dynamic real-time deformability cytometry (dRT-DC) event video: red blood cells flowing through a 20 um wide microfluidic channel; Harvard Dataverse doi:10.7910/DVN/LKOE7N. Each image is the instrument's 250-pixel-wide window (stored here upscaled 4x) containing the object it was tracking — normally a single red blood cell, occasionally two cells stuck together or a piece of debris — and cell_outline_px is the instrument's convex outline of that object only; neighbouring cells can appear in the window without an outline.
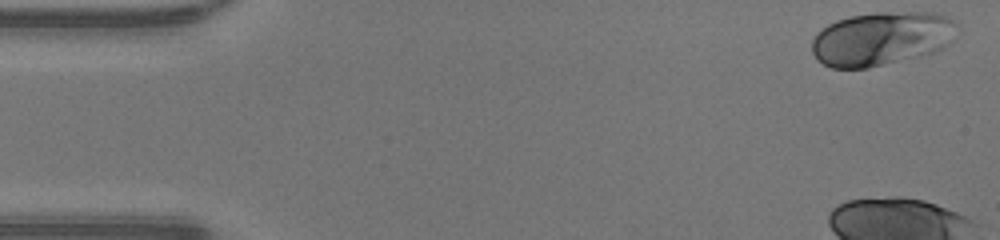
{"species": "human", "species_latin": "Homo sapiens", "temperature_condition": "warm", "stored_images_in_passage": 8, "camera_frame_rate_fps": 3000, "um_per_image_px": 0.085, "donor": {"sex": "male"}, "frame": {"image": 1, "passage_image": 1, "time_ms": 0.0, "image_size_px": [1000, 240], "cell_outline_px": [[956, 24], [948, 44], [932, 52], [868, 68], [832, 68], [816, 60], [812, 52], [812, 40], [816, 32], [828, 24], [836, 20], [848, 16], [876, 12], [932, 12], [944, 16], [952, 20]], "centroid_in_image_um": [74.83, 3.27], "position_along_channel_um": 10.2, "area_um2": 45.08}}